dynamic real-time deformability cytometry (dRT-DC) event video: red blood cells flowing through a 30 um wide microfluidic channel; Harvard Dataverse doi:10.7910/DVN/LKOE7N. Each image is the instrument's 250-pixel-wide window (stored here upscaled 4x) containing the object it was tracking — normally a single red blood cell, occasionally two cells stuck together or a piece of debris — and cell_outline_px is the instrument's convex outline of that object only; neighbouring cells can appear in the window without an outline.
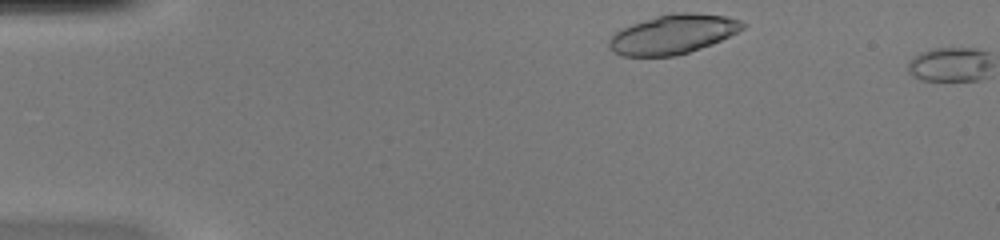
{"species": "common noctule bat (a hibernating species)", "species_latin": "Nyctalus noctula", "temperature_condition": "warm", "stored_images_in_passage": 2, "camera_frame_rate_fps": 3000, "um_per_image_px": 0.085, "animal": {"sex": "female", "body_mass_g": 20.0, "forearm_length_mm": 54.0}, "frame": {"image": 1, "passage_image": 1, "time_ms": 0.0, "image_size_px": [1000, 240], "cell_outline_px": [[748, 24], [744, 28], [712, 44], [676, 56], [620, 56], [608, 48], [608, 40], [616, 32], [632, 24], [656, 16], [672, 12], [688, 12], [724, 16], [740, 20]], "centroid_in_image_um": [57.19, 2.91], "position_along_channel_um": 27.8, "area_um2": 30.46}}